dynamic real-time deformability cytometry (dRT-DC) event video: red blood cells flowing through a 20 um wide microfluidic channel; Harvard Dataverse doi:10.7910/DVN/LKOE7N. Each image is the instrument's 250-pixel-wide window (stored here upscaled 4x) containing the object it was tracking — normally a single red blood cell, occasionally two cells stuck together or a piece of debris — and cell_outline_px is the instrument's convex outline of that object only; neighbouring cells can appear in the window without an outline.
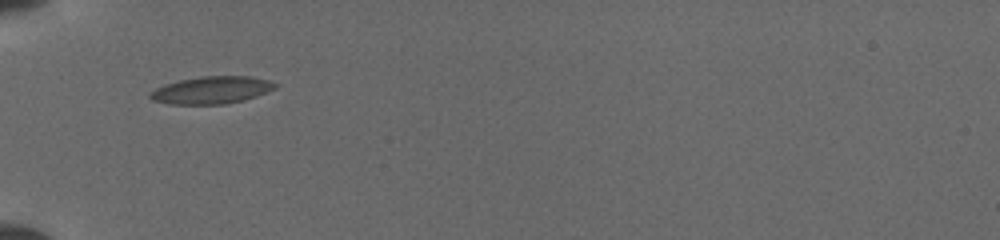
{"species": "common noctule bat (a hibernating species)", "species_latin": "Nyctalus noctula", "temperature_condition": "cold", "stored_images_in_passage": 10, "camera_frame_rate_fps": 3000, "um_per_image_px": 0.085, "animal": {"sex": "female", "body_mass_g": 19.5, "forearm_length_mm": 54.1}, "frame": {"image": 1, "passage_image": 1, "time_ms": 0.0, "image_size_px": [1000, 240], "cell_outline_px": [[280, 84], [276, 88], [256, 96], [224, 104], [168, 104], [152, 100], [148, 96], [156, 88], [164, 84], [180, 80], [200, 76], [248, 76], [268, 80]], "centroid_in_image_um": [17.98, 7.65], "position_along_channel_um": 67.0, "area_um2": 19.83}}
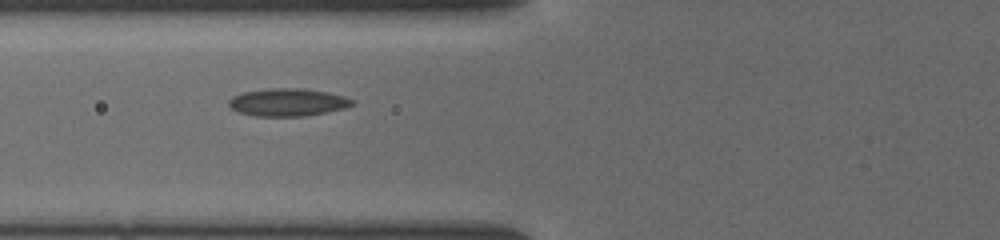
{"frame": {"image": 2, "passage_image": 7, "time_ms": 1.0, "image_size_px": [1000, 240], "cell_outline_px": [[356, 104], [344, 108], [328, 112], [304, 116], [256, 116], [240, 112], [232, 108], [228, 104], [228, 100], [232, 96], [244, 92], [272, 88], [300, 88], [324, 92], [344, 96], [352, 100]], "centroid_in_image_um": [24.46, 8.7], "position_along_channel_um": 101.3, "area_um2": 19.71}}